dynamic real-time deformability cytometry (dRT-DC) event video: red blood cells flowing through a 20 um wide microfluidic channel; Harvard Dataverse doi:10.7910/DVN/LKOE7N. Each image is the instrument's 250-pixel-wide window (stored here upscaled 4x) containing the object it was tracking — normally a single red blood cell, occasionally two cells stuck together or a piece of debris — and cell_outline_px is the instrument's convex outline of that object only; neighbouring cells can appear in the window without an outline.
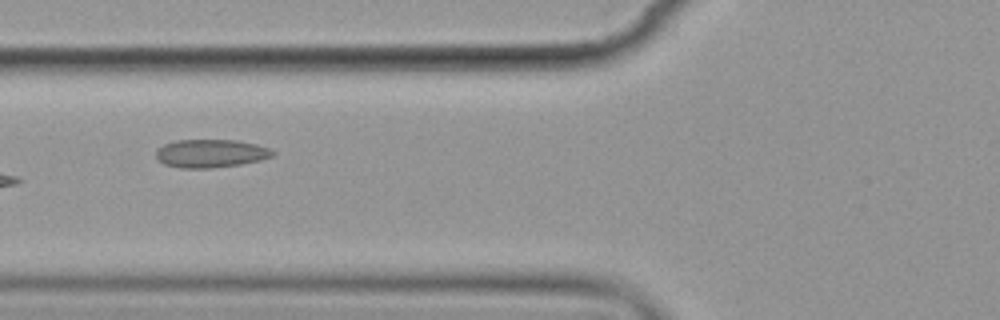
{"species": "common noctule bat (a hibernating species)", "species_latin": "Nyctalus noctula", "temperature_condition": "cold", "stored_images_in_passage": 9, "camera_frame_rate_fps": 3000, "um_per_image_px": 0.085, "animal": {"sex": "female", "body_mass_g": 19.9}, "frame": {"image": 1, "passage_image": 7, "time_ms": 7.0, "image_size_px": [1000, 320], "cell_outline_px": [[276, 152], [272, 156], [260, 160], [240, 164], [212, 168], [180, 168], [164, 164], [156, 160], [156, 148], [164, 144], [176, 140], [236, 140], [256, 144], [268, 148]], "centroid_in_image_um": [17.87, 13.04], "position_along_channel_um": 107.9, "area_um2": 19.25}}
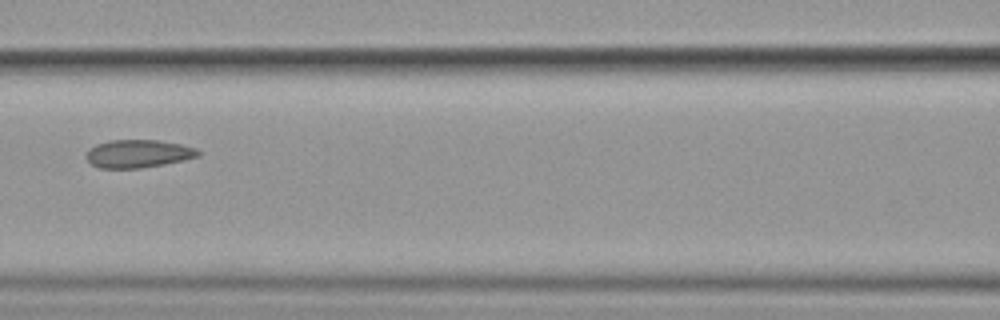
{"frame": {"image": 2, "passage_image": 8, "time_ms": 8.333, "image_size_px": [1000, 320], "cell_outline_px": [[200, 156], [184, 160], [164, 164], [140, 168], [100, 168], [92, 164], [84, 156], [88, 148], [96, 144], [108, 140], [156, 140], [180, 144], [196, 148], [200, 152]], "centroid_in_image_um": [11.72, 13.06], "position_along_channel_um": 154.9, "area_um2": 18.32}}
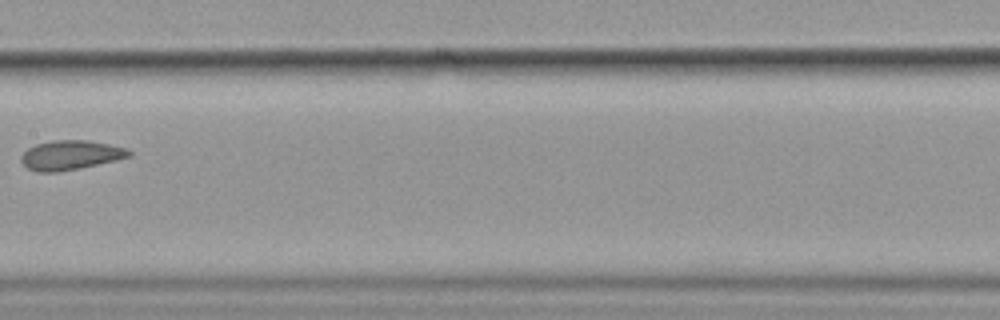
{"frame": {"image": 3, "passage_image": 9, "time_ms": 9.667, "image_size_px": [1000, 320], "cell_outline_px": [[132, 156], [116, 160], [80, 168], [56, 172], [36, 172], [28, 168], [20, 160], [20, 156], [28, 148], [36, 144], [52, 140], [88, 140], [108, 144], [124, 148], [132, 152]], "centroid_in_image_um": [5.97, 13.18], "position_along_channel_um": 201.4, "area_um2": 18.44}}